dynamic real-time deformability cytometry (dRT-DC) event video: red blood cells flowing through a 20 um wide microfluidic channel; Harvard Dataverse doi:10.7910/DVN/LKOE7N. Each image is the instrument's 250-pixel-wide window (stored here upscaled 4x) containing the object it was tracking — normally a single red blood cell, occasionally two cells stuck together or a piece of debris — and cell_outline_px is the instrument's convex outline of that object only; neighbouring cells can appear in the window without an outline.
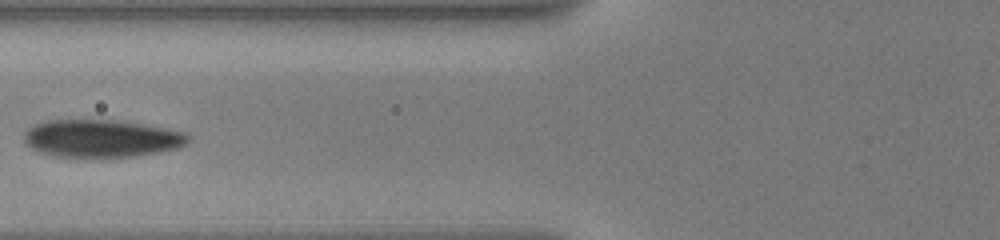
{"species": "human", "species_latin": "Homo sapiens", "temperature_condition": "warm", "stored_images_in_passage": 25, "segment_of_instrument_passage": [2, 2], "camera_frame_rate_fps": 3000, "um_per_image_px": 0.085, "donor": {"sex": "male"}, "frame": {"image": 1, "passage_image": 8, "time_ms": 4.667, "image_size_px": [1000, 240], "cell_outline_px": [[188, 140], [184, 144], [176, 148], [160, 152], [136, 156], [52, 156], [40, 152], [32, 148], [24, 140], [24, 132], [28, 128], [36, 124], [48, 120], [124, 120], [168, 128], [188, 132]], "centroid_in_image_um": [8.65, 11.74], "position_along_channel_um": 117.1, "area_um2": 35.89}}
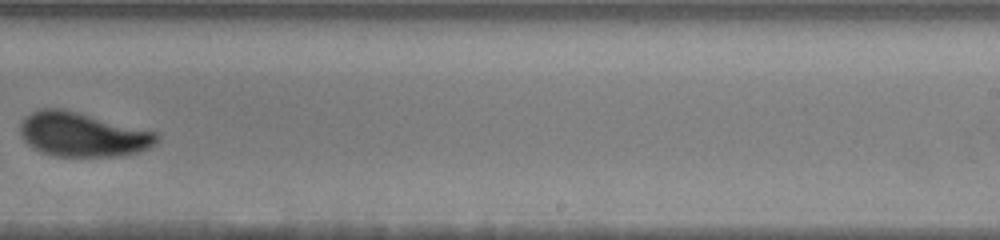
{"frame": {"image": 2, "passage_image": 15, "time_ms": 9.333, "image_size_px": [1000, 240], "cell_outline_px": [[156, 144], [148, 148], [136, 152], [120, 156], [52, 156], [40, 152], [28, 144], [20, 136], [20, 120], [32, 112], [40, 108], [64, 108], [156, 132]], "centroid_in_image_um": [6.95, 11.42], "position_along_channel_um": 282.0, "area_um2": 35.26}}
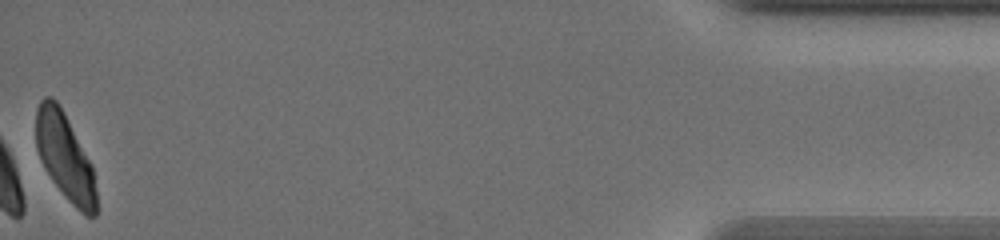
{"frame": {"image": 3, "passage_image": 25, "time_ms": 15.667, "image_size_px": [1000, 240], "cell_outline_px": [[100, 208], [96, 216], [84, 216], [68, 200], [52, 180], [44, 168], [40, 160], [36, 148], [36, 108], [40, 100], [44, 96], [52, 96], [60, 104], [92, 164]], "centroid_in_image_um": [5.55, 13.35], "position_along_channel_um": 429.6, "area_um2": 31.21}}